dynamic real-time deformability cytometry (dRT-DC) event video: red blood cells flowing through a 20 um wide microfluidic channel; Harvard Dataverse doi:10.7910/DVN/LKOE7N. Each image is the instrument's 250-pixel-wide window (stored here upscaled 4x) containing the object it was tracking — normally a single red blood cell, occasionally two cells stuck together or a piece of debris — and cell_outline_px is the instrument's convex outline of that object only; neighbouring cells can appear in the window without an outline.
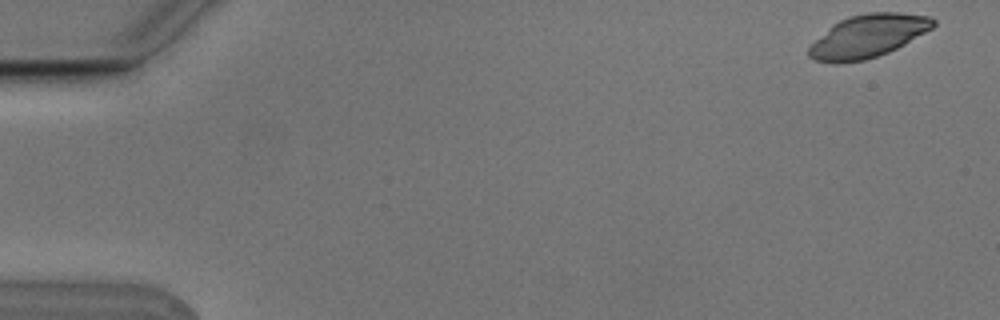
{"species": "Egyptian fruit bat (a non-hibernating species)", "species_latin": "Rousettus aegyptiacus", "temperature_condition": "cold", "stored_images_in_passage": 5, "camera_frame_rate_fps": 3000, "um_per_image_px": 0.085, "animal": {"sex": "male"}, "frame": {"image": 1, "passage_image": 1, "time_ms": 0.0, "image_size_px": [1000, 320], "cell_outline_px": [[936, 24], [932, 28], [904, 44], [888, 52], [864, 60], [840, 64], [836, 64], [812, 60], [808, 56], [808, 48], [832, 24], [848, 16], [868, 12], [900, 12], [928, 16], [936, 20]], "centroid_in_image_um": [73.75, 3.07], "position_along_channel_um": 11.2, "area_um2": 31.1}}